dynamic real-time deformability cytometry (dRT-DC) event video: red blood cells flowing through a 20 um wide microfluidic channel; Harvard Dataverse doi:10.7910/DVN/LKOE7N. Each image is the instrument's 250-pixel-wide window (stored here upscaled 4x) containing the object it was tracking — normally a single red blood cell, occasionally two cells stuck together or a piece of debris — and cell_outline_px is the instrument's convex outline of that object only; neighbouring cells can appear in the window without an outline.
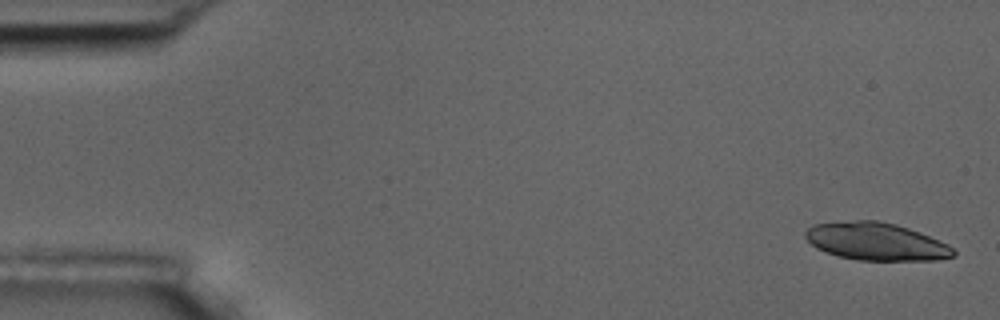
{"species": "common noctule bat (a hibernating species)", "species_latin": "Nyctalus noctula", "temperature_condition": "room temperature", "stored_images_in_passage": 6, "segment_of_instrument_passage": [1, 2], "camera_frame_rate_fps": 3000, "um_per_image_px": 0.085, "animal": {"sex": "male", "body_mass_g": 17.5, "forearm_length_mm": 52.3}, "frame": {"image": 1, "passage_image": 1, "time_ms": 0.0, "image_size_px": [1000, 320], "cell_outline_px": [[956, 256], [936, 260], [856, 260], [840, 256], [816, 248], [804, 236], [804, 232], [812, 224], [856, 220], [876, 220], [896, 224], [920, 232], [948, 244], [956, 252]], "centroid_in_image_um": [74.48, 20.52], "position_along_channel_um": 10.5, "area_um2": 32.43}}